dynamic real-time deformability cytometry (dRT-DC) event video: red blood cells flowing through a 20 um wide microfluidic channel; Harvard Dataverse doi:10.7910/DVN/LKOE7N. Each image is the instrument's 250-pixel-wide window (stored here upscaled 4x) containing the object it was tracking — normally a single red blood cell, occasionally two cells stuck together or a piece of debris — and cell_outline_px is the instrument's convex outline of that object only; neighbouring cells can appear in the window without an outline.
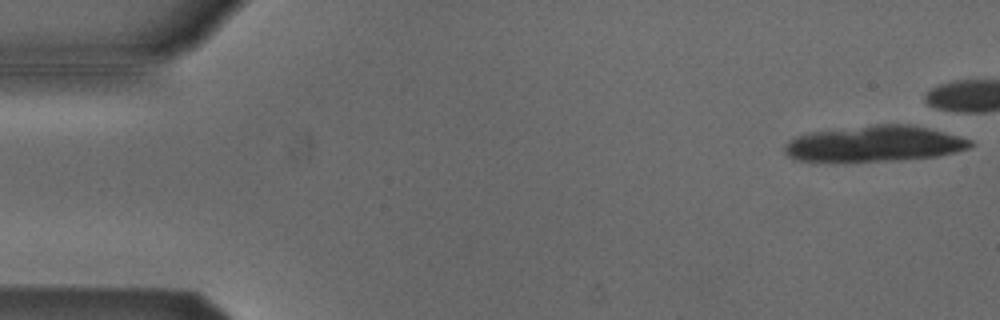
{"species": "Egyptian fruit bat (a non-hibernating species)", "species_latin": "Rousettus aegyptiacus", "temperature_condition": "cold", "stored_images_in_passage": 17, "camera_frame_rate_fps": 3000, "um_per_image_px": 0.085, "animal": {"sex": "male"}, "frame": {"image": 1, "passage_image": 1, "time_ms": 0.0, "image_size_px": [1000, 320], "cell_outline_px": [[976, 144], [968, 148], [956, 152], [936, 156], [888, 160], [792, 160], [784, 152], [784, 144], [788, 140], [796, 136], [812, 132], [872, 124], [908, 124], [928, 128], [960, 136], [972, 140]], "centroid_in_image_um": [74.34, 12.19], "position_along_channel_um": 10.7, "area_um2": 38.38}}